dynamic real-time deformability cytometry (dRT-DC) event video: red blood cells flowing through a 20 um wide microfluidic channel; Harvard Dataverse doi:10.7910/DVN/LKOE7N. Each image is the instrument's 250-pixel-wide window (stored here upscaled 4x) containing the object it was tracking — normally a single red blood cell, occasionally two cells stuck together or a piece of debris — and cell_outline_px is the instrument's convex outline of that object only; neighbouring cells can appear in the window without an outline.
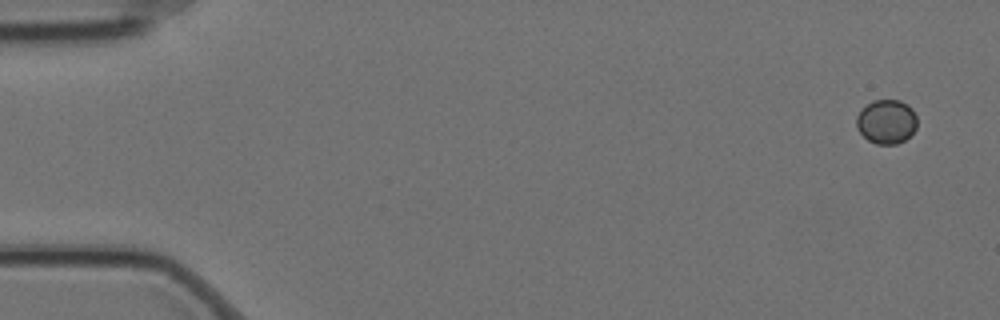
{"species": "Egyptian fruit bat (a non-hibernating species)", "species_latin": "Rousettus aegyptiacus", "temperature_condition": "cold", "stored_images_in_passage": 5, "camera_frame_rate_fps": 3000, "um_per_image_px": 0.085, "animal": {"sex": "female"}, "frame": {"image": 1, "passage_image": 1, "time_ms": 0.0, "image_size_px": [1000, 320], "cell_outline_px": [[916, 128], [904, 140], [896, 144], [876, 144], [868, 140], [856, 128], [856, 116], [872, 100], [900, 100], [908, 104], [912, 108], [916, 116]], "centroid_in_image_um": [75.35, 10.33], "position_along_channel_um": 9.7, "area_um2": 15.55}}